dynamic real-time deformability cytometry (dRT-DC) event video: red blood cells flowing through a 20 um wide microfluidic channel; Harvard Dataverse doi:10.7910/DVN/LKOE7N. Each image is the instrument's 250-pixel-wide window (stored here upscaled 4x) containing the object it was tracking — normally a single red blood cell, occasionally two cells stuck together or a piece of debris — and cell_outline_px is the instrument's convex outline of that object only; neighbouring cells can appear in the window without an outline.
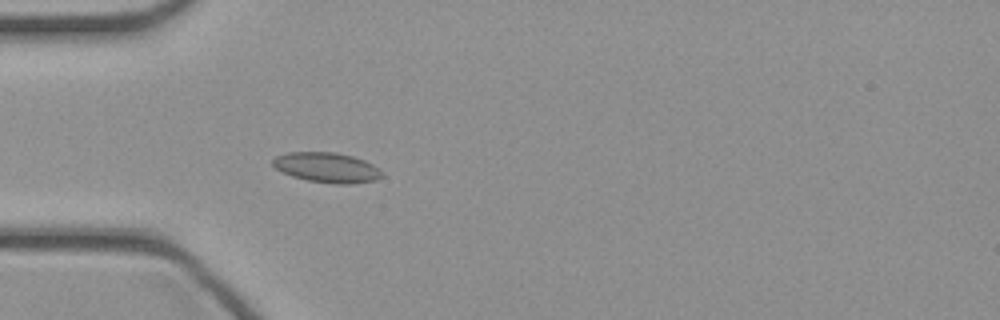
{"species": "common noctule bat (a hibernating species)", "species_latin": "Nyctalus noctula", "temperature_condition": "cold", "stored_images_in_passage": 34, "camera_frame_rate_fps": 3000, "um_per_image_px": 0.085, "animal": {"sex": "female", "body_mass_g": 21.9}, "frame": {"image": 1, "passage_image": 6, "time_ms": 1.667, "image_size_px": [1000, 320], "cell_outline_px": [[384, 176], [376, 180], [348, 184], [336, 184], [308, 180], [292, 176], [276, 168], [272, 164], [272, 160], [276, 156], [288, 152], [336, 152], [352, 156], [364, 160], [372, 164], [384, 172]], "centroid_in_image_um": [27.81, 14.23], "position_along_channel_um": 57.2, "area_um2": 19.07}}
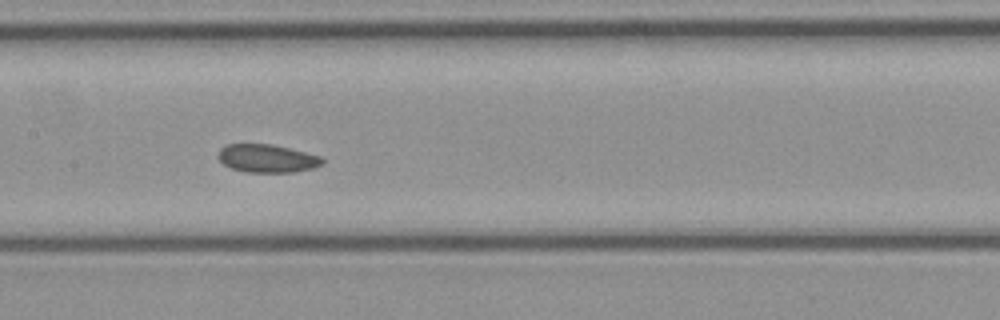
{"frame": {"image": 2, "passage_image": 15, "time_ms": 4.667, "image_size_px": [1000, 320], "cell_outline_px": [[324, 164], [312, 168], [292, 172], [248, 172], [232, 168], [224, 164], [216, 156], [220, 148], [228, 144], [272, 144], [320, 156], [324, 160]], "centroid_in_image_um": [22.69, 13.46], "position_along_channel_um": 184.7, "area_um2": 16.94}}
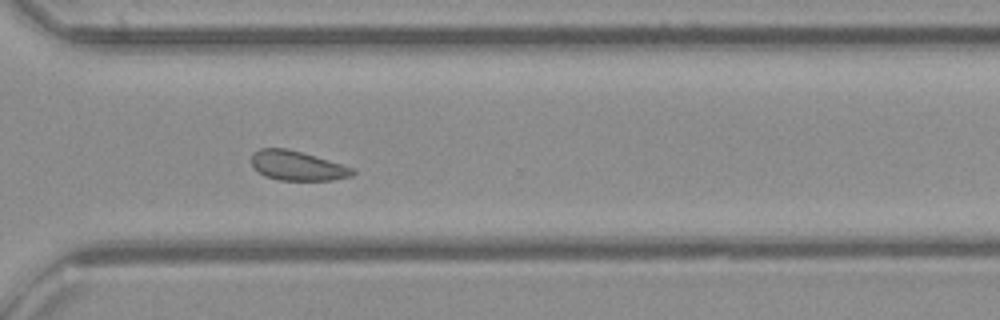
{"frame": {"image": 3, "passage_image": 26, "time_ms": 8.333, "image_size_px": [1000, 320], "cell_outline_px": [[356, 172], [352, 176], [332, 180], [280, 180], [264, 176], [252, 164], [252, 152], [260, 148], [288, 148], [328, 160], [352, 168]], "centroid_in_image_um": [25.25, 14.08], "position_along_channel_um": 345.3, "area_um2": 17.22}}